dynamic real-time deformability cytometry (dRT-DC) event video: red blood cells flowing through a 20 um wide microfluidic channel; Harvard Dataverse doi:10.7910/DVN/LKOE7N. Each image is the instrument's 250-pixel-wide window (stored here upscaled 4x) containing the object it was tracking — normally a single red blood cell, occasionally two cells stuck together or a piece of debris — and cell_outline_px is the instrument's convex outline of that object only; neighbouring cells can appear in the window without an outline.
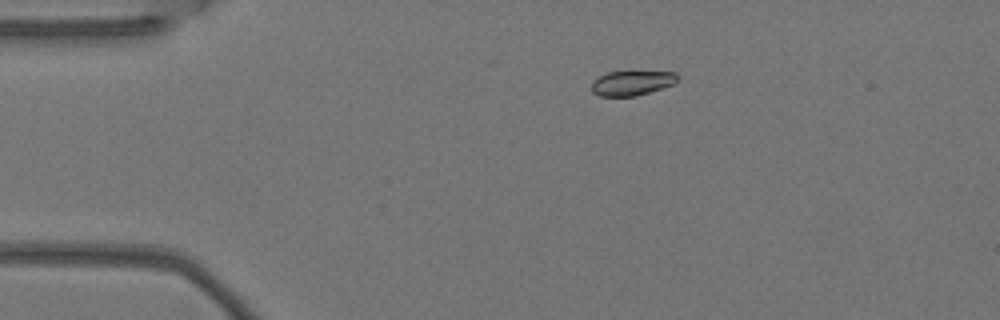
{"species": "Egyptian fruit bat (a non-hibernating species)", "species_latin": "Rousettus aegyptiacus", "temperature_condition": "warm", "stored_images_in_passage": 5, "camera_frame_rate_fps": 3000, "um_per_image_px": 0.085, "animal": {"sex": "female"}, "frame": {"image": 1, "passage_image": 1, "time_ms": 0.0, "image_size_px": [1000, 320], "cell_outline_px": [[680, 76], [672, 84], [636, 96], [600, 96], [592, 92], [592, 80], [608, 72], [676, 72]], "centroid_in_image_um": [53.68, 7.05], "position_along_channel_um": 31.3, "area_um2": 12.14}}
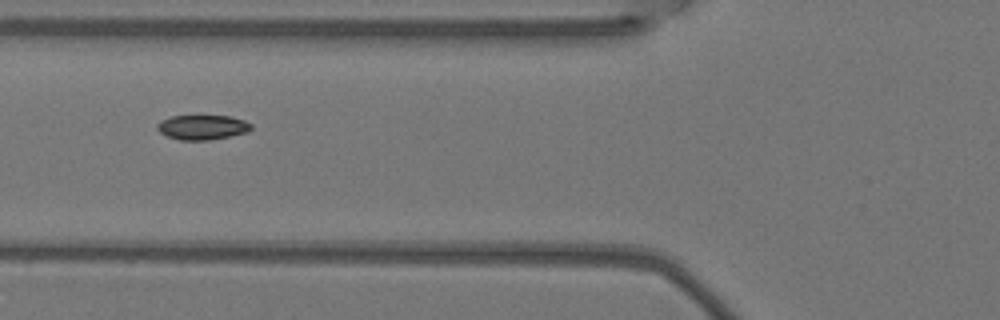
{"frame": {"image": 2, "passage_image": 4, "time_ms": 1.0, "image_size_px": [1000, 320], "cell_outline_px": [[252, 128], [248, 132], [208, 140], [180, 140], [168, 136], [160, 132], [156, 128], [156, 124], [160, 120], [172, 116], [228, 116], [244, 120], [252, 124]], "centroid_in_image_um": [17.19, 10.81], "position_along_channel_um": 108.6, "area_um2": 13.47}}
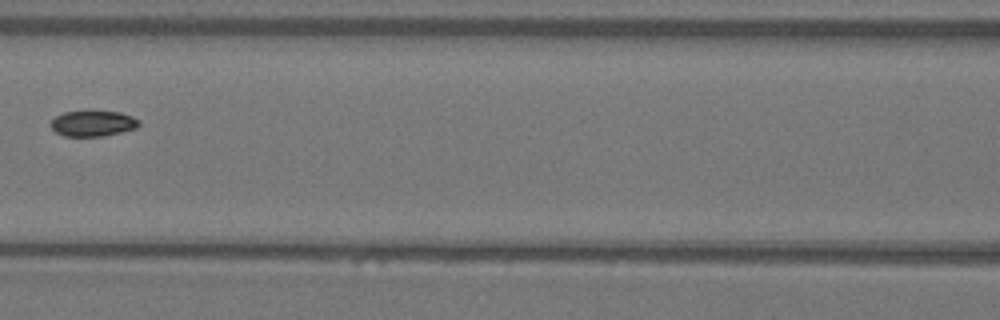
{"frame": {"image": 3, "passage_image": 5, "time_ms": 1.333, "image_size_px": [1000, 320], "cell_outline_px": [[140, 124], [136, 128], [104, 136], [64, 136], [56, 132], [48, 124], [56, 116], [64, 112], [120, 112], [132, 116], [140, 120]], "centroid_in_image_um": [7.89, 10.5], "position_along_channel_um": 158.7, "area_um2": 13.06}}